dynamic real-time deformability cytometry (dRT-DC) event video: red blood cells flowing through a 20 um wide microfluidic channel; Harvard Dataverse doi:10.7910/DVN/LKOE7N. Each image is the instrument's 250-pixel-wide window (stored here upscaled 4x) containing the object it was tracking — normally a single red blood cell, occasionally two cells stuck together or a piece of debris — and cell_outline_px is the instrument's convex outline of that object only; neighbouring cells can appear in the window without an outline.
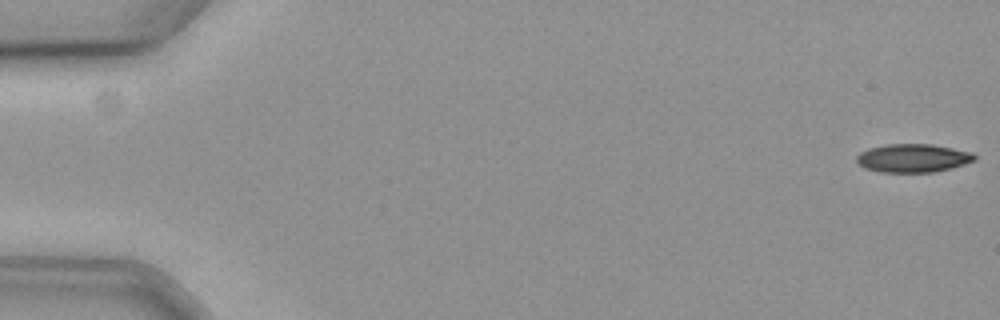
{"species": "common noctule bat (a hibernating species)", "species_latin": "Nyctalus noctula", "temperature_condition": "cold", "stored_images_in_passage": 59, "camera_frame_rate_fps": 3000, "um_per_image_px": 0.085, "animal": {"sex": "female", "body_mass_g": 19.3, "forearm_length_mm": 54.1}, "frame": {"image": 1, "passage_image": 1, "time_ms": 0.0, "image_size_px": [1000, 320], "cell_outline_px": [[976, 160], [952, 168], [932, 172], [880, 172], [864, 168], [856, 160], [856, 156], [860, 152], [868, 148], [884, 144], [932, 144], [972, 152], [976, 156]], "centroid_in_image_um": [77.59, 13.43], "position_along_channel_um": 7.4, "area_um2": 19.59}}
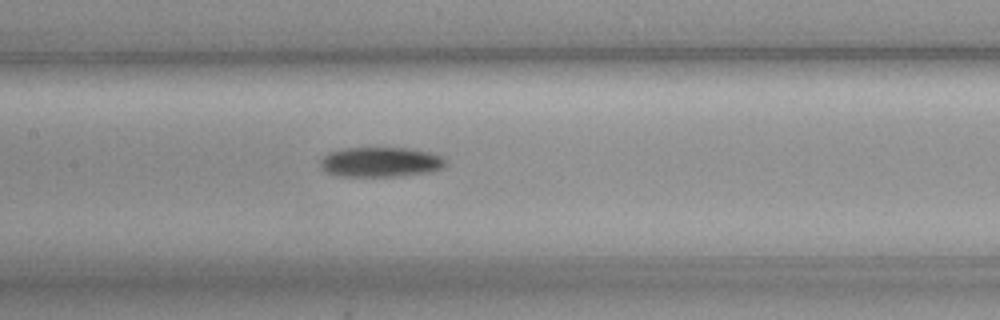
{"frame": {"image": 2, "passage_image": 29, "time_ms": 9.333, "image_size_px": [1000, 320], "cell_outline_px": [[444, 168], [428, 172], [400, 176], [336, 176], [324, 172], [320, 168], [320, 160], [328, 152], [348, 148], [408, 148], [428, 152], [440, 156], [444, 160]], "centroid_in_image_um": [32.28, 13.78], "position_along_channel_um": 175.1, "area_um2": 21.79}}
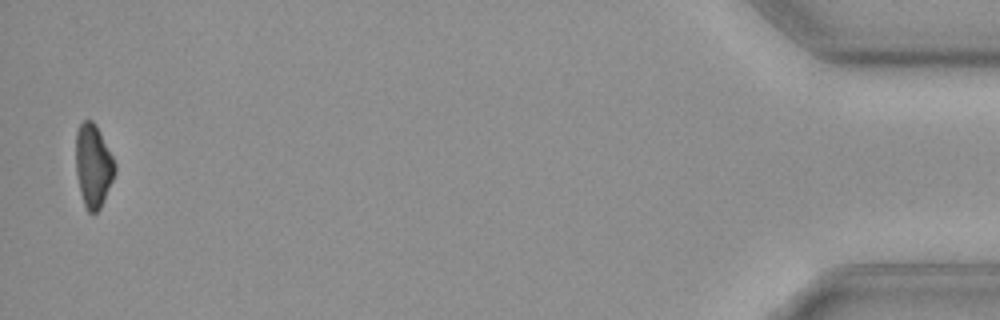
{"frame": {"image": 3, "passage_image": 58, "time_ms": 19.0, "image_size_px": [1000, 320], "cell_outline_px": [[116, 172], [100, 208], [96, 212], [88, 212], [84, 204], [80, 192], [76, 172], [76, 132], [80, 124], [84, 120], [92, 120], [96, 124], [116, 164]], "centroid_in_image_um": [7.92, 14.07], "position_along_channel_um": 427.3, "area_um2": 18.79}, "authors_computed_cell_mechanics": {"area_um2": 21.0392, "velocity_mm_per_s": 3.5867, "shape_relaxation_time_tau1_ms": 6.5582, "shape_relaxation_time_tau2_ms": null, "deformation_change_tau1": 0.1255, "deformation_change_tau2": null}}